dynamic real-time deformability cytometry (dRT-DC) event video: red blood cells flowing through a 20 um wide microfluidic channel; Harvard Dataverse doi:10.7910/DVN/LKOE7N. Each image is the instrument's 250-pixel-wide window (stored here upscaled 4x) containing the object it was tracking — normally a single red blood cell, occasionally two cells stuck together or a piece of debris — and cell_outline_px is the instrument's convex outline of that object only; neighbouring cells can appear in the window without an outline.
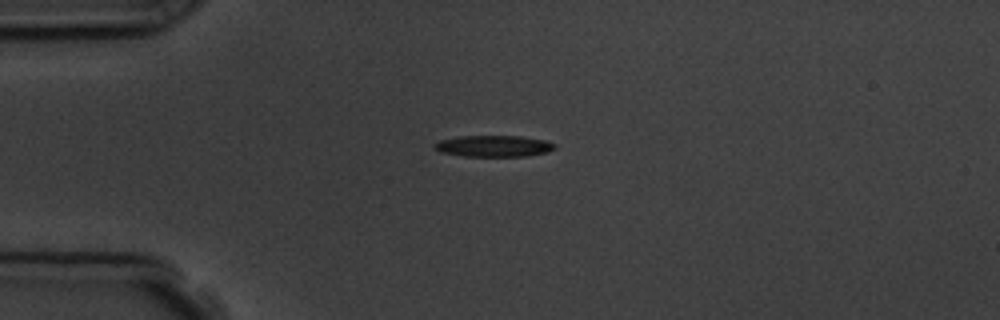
{"species": "common noctule bat (a hibernating species)", "species_latin": "Nyctalus noctula", "temperature_condition": "room temperature", "stored_images_in_passage": 5, "camera_frame_rate_fps": 3000, "um_per_image_px": 0.085, "animal": {"sex": "male", "body_mass_g": 19.5, "forearm_length_mm": 54.6}, "frame": {"image": 1, "passage_image": 3, "time_ms": 2.333, "image_size_px": [1000, 320], "cell_outline_px": [[556, 148], [544, 152], [528, 156], [464, 156], [440, 152], [432, 144], [440, 140], [460, 136], [520, 136], [544, 140], [556, 144]], "centroid_in_image_um": [41.95, 12.41], "position_along_channel_um": 43.0, "area_um2": 14.85}}